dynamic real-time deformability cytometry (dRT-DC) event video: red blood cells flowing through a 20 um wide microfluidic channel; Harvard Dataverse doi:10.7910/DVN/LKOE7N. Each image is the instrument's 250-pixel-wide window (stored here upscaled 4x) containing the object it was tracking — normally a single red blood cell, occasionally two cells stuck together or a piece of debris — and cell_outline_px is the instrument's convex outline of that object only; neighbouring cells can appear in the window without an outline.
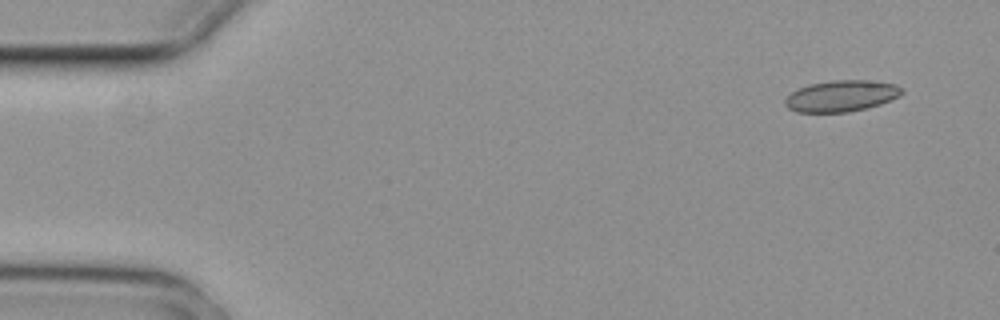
{"species": "common noctule bat (a hibernating species)", "species_latin": "Nyctalus noctula", "temperature_condition": "cold", "stored_images_in_passage": 4, "camera_frame_rate_fps": 3000, "um_per_image_px": 0.085, "animal": {"sex": "female", "body_mass_g": 29.2, "forearm_length_mm": 56.3}, "frame": {"image": 1, "passage_image": 1, "time_ms": 0.0, "image_size_px": [1000, 320], "cell_outline_px": [[904, 92], [900, 96], [880, 104], [868, 108], [848, 112], [796, 112], [788, 108], [784, 104], [784, 100], [792, 92], [808, 84], [832, 80], [876, 80], [896, 84], [904, 88]], "centroid_in_image_um": [71.56, 8.15], "position_along_channel_um": 13.4, "area_um2": 21.56}}